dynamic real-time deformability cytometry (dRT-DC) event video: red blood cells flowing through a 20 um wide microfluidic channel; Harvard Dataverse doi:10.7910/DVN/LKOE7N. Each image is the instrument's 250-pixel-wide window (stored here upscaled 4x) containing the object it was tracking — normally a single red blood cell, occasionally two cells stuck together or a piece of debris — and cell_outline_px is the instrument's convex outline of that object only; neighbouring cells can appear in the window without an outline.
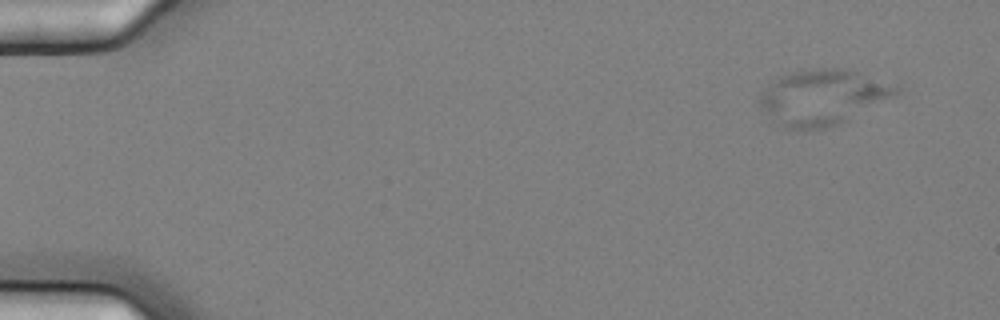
{"species": "common noctule bat (a hibernating species)", "species_latin": "Nyctalus noctula", "temperature_condition": "cold", "stored_images_in_passage": 4, "camera_frame_rate_fps": 3000, "um_per_image_px": 0.085, "animal": {"sex": "female", "body_mass_g": 25.1}, "frame": {"image": 1, "passage_image": 1, "time_ms": 0.0, "image_size_px": [1000, 320], "cell_outline_px": [[900, 88], [896, 92], [848, 120], [824, 128], [784, 128], [772, 120], [760, 108], [760, 96], [768, 84], [776, 76], [792, 72], [816, 68], [844, 68], [856, 72]], "centroid_in_image_um": [69.79, 8.25], "position_along_channel_um": 15.2, "area_um2": 42.71}}